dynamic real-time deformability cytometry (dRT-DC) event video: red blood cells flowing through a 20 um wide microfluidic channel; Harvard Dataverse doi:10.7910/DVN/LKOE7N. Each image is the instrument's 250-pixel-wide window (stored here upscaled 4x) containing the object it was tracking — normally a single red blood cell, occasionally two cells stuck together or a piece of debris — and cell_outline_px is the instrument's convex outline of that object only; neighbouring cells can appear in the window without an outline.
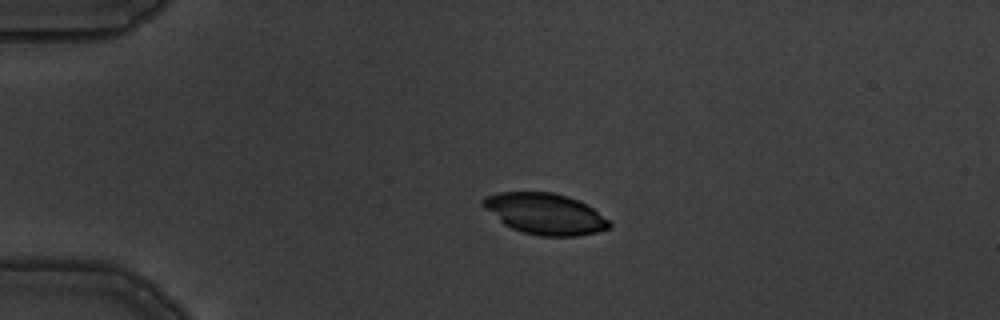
{"species": "common noctule bat (a hibernating species)", "species_latin": "Nyctalus noctula", "temperature_condition": "warm", "stored_images_in_passage": 6, "camera_frame_rate_fps": 3000, "um_per_image_px": 0.085, "animal": {"sex": "male", "body_mass_g": 19.5, "forearm_length_mm": 54.6}, "frame": {"image": 1, "passage_image": 3, "time_ms": 2.333, "image_size_px": [1000, 320], "cell_outline_px": [[612, 228], [596, 232], [576, 236], [540, 236], [524, 232], [512, 228], [504, 224], [480, 204], [480, 200], [484, 196], [500, 192], [552, 192], [576, 200], [592, 208], [608, 220], [612, 224]], "centroid_in_image_um": [46.3, 18.17], "position_along_channel_um": 38.7, "area_um2": 29.94}}